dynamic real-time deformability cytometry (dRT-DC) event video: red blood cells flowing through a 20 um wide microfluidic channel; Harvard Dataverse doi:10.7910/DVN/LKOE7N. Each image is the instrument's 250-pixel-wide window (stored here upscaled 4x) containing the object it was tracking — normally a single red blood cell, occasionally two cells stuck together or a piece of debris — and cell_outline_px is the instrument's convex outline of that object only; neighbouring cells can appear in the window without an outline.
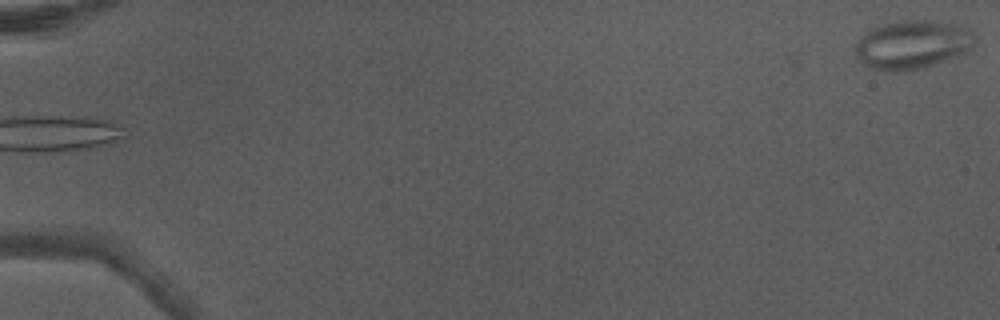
{"species": "Egyptian fruit bat (a non-hibernating species)", "species_latin": "Rousettus aegyptiacus", "temperature_condition": "warm", "stored_images_in_passage": 5, "camera_frame_rate_fps": 3000, "um_per_image_px": 0.085, "animal": {"sex": "male"}, "frame": {"image": 1, "passage_image": 5, "time_ms": 1.333, "image_size_px": [1000, 320], "cell_outline_px": [[972, 48], [964, 52], [924, 68], [896, 72], [888, 72], [872, 68], [864, 64], [856, 52], [856, 44], [860, 36], [872, 28], [884, 24], [904, 20], [928, 20], [956, 24], [968, 28], [972, 32]], "centroid_in_image_um": [77.52, 3.79], "position_along_channel_um": 7.5, "area_um2": 33.41}}